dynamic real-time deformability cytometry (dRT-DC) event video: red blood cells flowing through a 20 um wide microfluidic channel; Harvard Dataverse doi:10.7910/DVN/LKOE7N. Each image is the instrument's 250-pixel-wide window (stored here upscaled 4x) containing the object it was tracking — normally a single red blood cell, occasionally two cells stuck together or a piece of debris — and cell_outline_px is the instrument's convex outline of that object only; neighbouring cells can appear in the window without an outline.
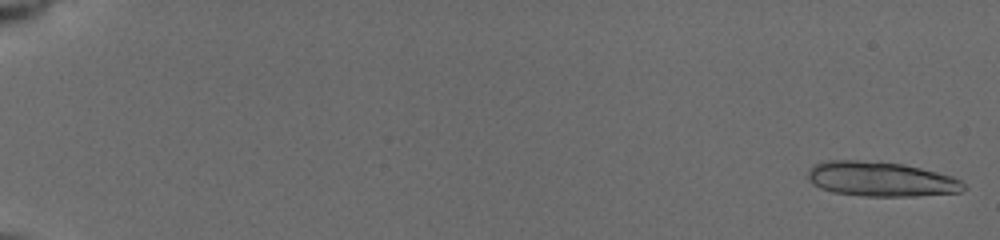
{"species": "common noctule bat (a hibernating species)", "species_latin": "Nyctalus noctula", "temperature_condition": "cold", "stored_images_in_passage": 33, "camera_frame_rate_fps": 3000, "um_per_image_px": 0.085, "animal": {"sex": "female", "body_mass_g": 19.5, "forearm_length_mm": 54.1}, "frame": {"image": 1, "passage_image": 1, "time_ms": 0.0, "image_size_px": [1000, 240], "cell_outline_px": [[968, 188], [960, 192], [916, 196], [864, 196], [832, 192], [820, 188], [812, 184], [808, 176], [808, 172], [812, 164], [824, 160], [860, 160], [904, 164], [952, 176], [960, 180]], "centroid_in_image_um": [74.85, 15.22], "position_along_channel_um": 10.1, "area_um2": 31.67}}